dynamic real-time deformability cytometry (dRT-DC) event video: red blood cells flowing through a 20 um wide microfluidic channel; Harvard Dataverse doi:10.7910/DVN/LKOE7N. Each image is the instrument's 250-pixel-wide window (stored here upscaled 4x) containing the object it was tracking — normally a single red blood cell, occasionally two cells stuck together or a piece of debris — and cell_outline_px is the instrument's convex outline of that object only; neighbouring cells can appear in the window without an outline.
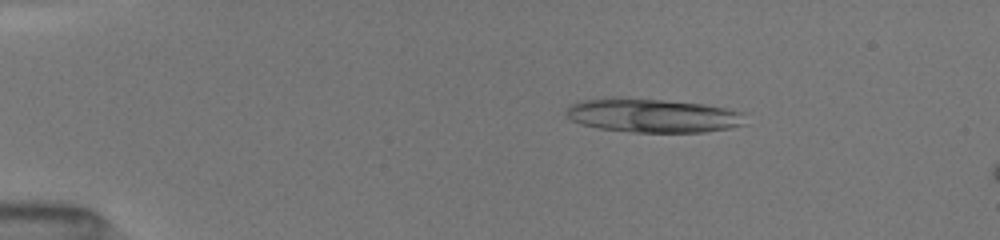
{"species": "common noctule bat (a hibernating species)", "species_latin": "Nyctalus noctula", "temperature_condition": "room temperature", "stored_images_in_passage": 15, "camera_frame_rate_fps": 3000, "um_per_image_px": 0.085, "animal": {"sex": "female", "body_mass_g": 19.5, "forearm_length_mm": 54.1}, "frame": {"image": 1, "passage_image": 9, "time_ms": 2.667, "image_size_px": [1000, 240], "cell_outline_px": [[744, 124], [728, 128], [704, 132], [636, 132], [600, 128], [584, 124], [572, 120], [568, 116], [568, 108], [572, 104], [588, 100], [660, 100], [700, 104], [724, 108], [740, 112]], "centroid_in_image_um": [55.54, 9.86], "position_along_channel_um": 29.5, "area_um2": 33.47}}